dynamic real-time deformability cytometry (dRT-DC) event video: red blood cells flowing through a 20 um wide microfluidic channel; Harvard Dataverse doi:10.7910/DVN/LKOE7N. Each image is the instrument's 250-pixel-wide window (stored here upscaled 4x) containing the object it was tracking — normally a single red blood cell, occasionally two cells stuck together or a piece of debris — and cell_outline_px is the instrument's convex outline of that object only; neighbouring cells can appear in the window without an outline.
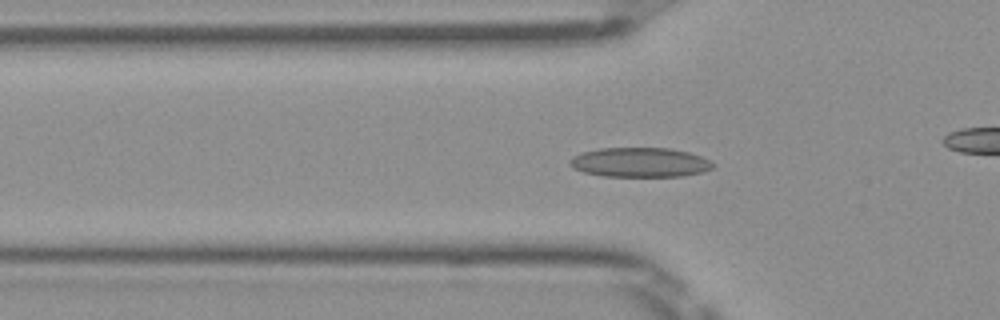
{"species": "Egyptian fruit bat (a non-hibernating species)", "species_latin": "Rousettus aegyptiacus", "temperature_condition": "room temperature", "stored_images_in_passage": 47, "camera_frame_rate_fps": 3000, "um_per_image_px": 0.085, "frame": {"image": 1, "passage_image": 12, "time_ms": 3.667, "image_size_px": [1000, 320], "cell_outline_px": [[716, 164], [712, 168], [704, 172], [680, 176], [604, 176], [584, 172], [572, 168], [568, 164], [568, 160], [572, 156], [580, 152], [600, 148], [672, 148], [688, 152], [712, 160]], "centroid_in_image_um": [54.38, 13.79], "position_along_channel_um": 71.4, "area_um2": 24.91}}
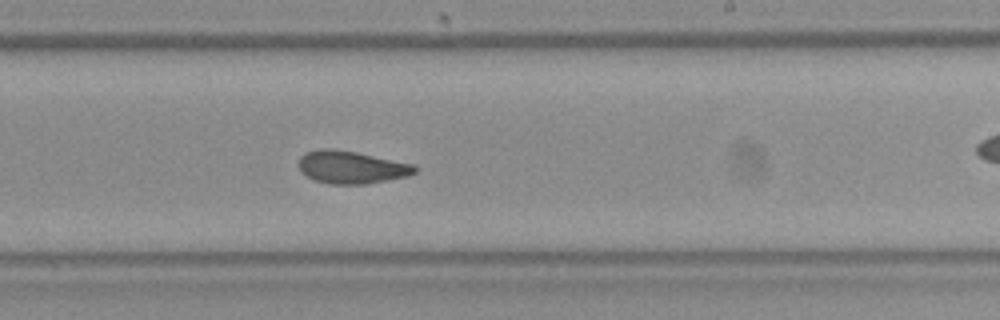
{"frame": {"image": 2, "passage_image": 26, "time_ms": 8.333, "image_size_px": [1000, 320], "cell_outline_px": [[420, 168], [416, 172], [408, 176], [368, 184], [328, 184], [312, 180], [300, 172], [300, 156], [304, 152], [320, 148], [328, 148], [356, 152], [416, 164]], "centroid_in_image_um": [29.89, 14.22], "position_along_channel_um": 259.1, "area_um2": 22.48}}
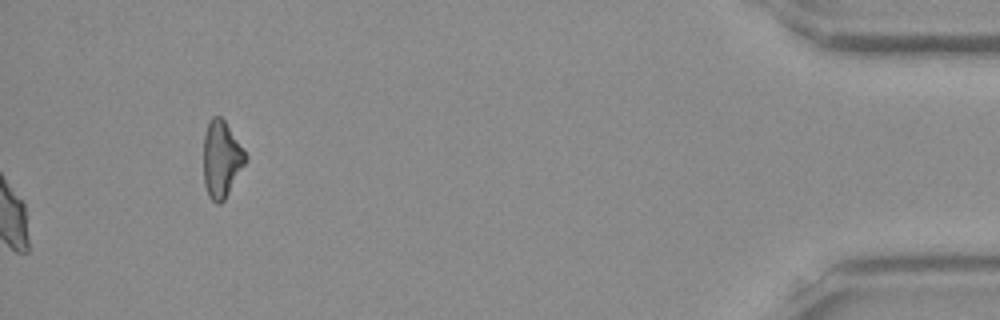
{"frame": {"image": 3, "passage_image": 47, "time_ms": 15.333, "image_size_px": [1000, 320], "cell_outline_px": [[248, 160], [224, 200], [220, 204], [216, 204], [208, 196], [204, 184], [204, 136], [208, 120], [212, 116], [220, 116], [224, 120], [244, 148], [248, 156]], "centroid_in_image_um": [18.84, 13.52], "position_along_channel_um": 416.4, "area_um2": 19.02}, "authors_computed_cell_mechanics": {"area_um2": 22.542, "velocity_mm_per_s": 4.0025, "shape_relaxation_time_tau1_ms": 5.3932, "shape_relaxation_time_tau2_ms": 1.7755, "deformation_change_tau1": 0.1366, "deformation_change_tau2": 0.0712}}